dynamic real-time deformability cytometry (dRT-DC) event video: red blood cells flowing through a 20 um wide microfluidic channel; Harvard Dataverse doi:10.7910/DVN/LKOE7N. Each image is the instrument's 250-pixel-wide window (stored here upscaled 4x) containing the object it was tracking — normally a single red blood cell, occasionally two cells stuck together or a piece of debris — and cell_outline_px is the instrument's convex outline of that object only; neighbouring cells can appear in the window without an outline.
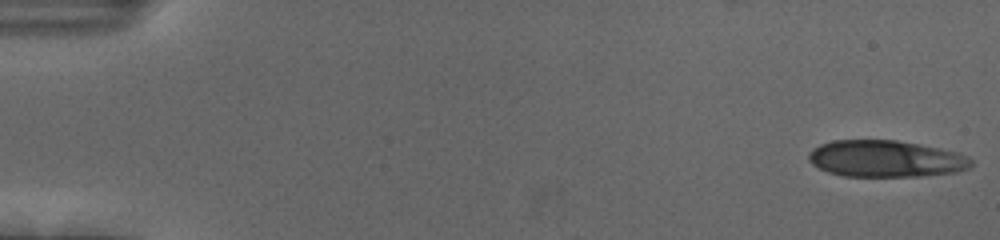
{"species": "human", "species_latin": "Homo sapiens", "temperature_condition": "cold", "stored_images_in_passage": 54, "camera_frame_rate_fps": 3000, "um_per_image_px": 0.085, "donor": {"sex": "female"}, "frame": {"image": 1, "passage_image": 1, "time_ms": 0.0, "image_size_px": [1000, 240], "cell_outline_px": [[972, 164], [968, 168], [956, 172], [920, 176], [844, 176], [828, 172], [812, 164], [808, 160], [808, 152], [812, 148], [820, 144], [832, 140], [896, 140], [960, 152], [968, 156], [972, 160]], "centroid_in_image_um": [75.27, 13.49], "position_along_channel_um": 9.7, "area_um2": 34.85}}
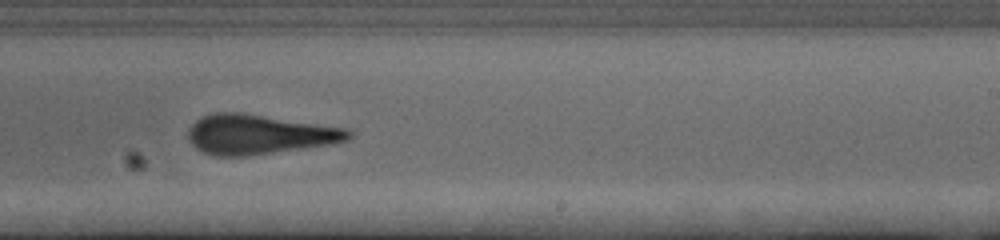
{"frame": {"image": 2, "passage_image": 34, "time_ms": 11.0, "image_size_px": [1000, 240], "cell_outline_px": [[356, 132], [348, 140], [332, 144], [244, 156], [216, 156], [204, 152], [196, 148], [188, 140], [188, 128], [200, 116], [212, 112], [240, 112], [348, 128]], "centroid_in_image_um": [22.02, 11.41], "position_along_channel_um": 267.0, "area_um2": 37.28}}
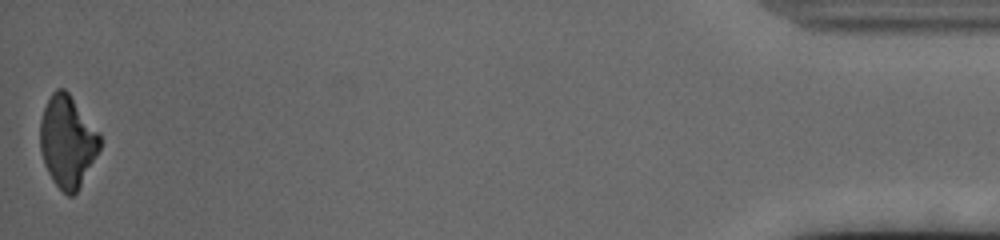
{"frame": {"image": 3, "passage_image": 54, "time_ms": 17.667, "image_size_px": [1000, 240], "cell_outline_px": [[100, 148], [76, 192], [72, 196], [68, 196], [52, 180], [44, 164], [40, 148], [40, 120], [44, 108], [52, 92], [56, 88], [64, 88], [68, 92], [100, 132]], "centroid_in_image_um": [5.72, 11.99], "position_along_channel_um": 429.5, "area_um2": 31.67}, "authors_computed_cell_mechanics": {"area_um2": 36.5296, "velocity_mm_per_s": 3.7166, "shape_relaxation_time_tau1_ms": 5.6275, "shape_relaxation_time_tau2_ms": 2.3173, "deformation_change_tau1": 0.1998, "deformation_change_tau2": 0.1187}}